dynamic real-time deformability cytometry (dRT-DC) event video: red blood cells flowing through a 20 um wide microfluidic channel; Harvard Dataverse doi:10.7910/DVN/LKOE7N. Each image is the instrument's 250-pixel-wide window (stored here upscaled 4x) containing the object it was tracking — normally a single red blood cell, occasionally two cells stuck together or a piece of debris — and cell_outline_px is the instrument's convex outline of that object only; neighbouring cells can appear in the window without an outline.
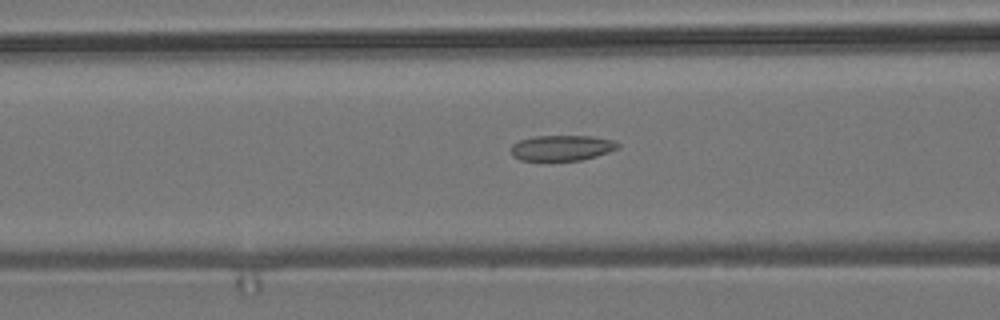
{"species": "common noctule bat (a hibernating species)", "species_latin": "Nyctalus noctula", "temperature_condition": "room temperature", "stored_images_in_passage": 36, "camera_frame_rate_fps": 3000, "um_per_image_px": 0.085, "animal": {"sex": "male", "body_mass_g": 19.2, "forearm_length_mm": 51.8}, "frame": {"image": 1, "passage_image": 13, "time_ms": 4.0, "image_size_px": [1000, 320], "cell_outline_px": [[620, 148], [596, 156], [580, 160], [520, 160], [512, 156], [512, 144], [520, 140], [536, 136], [592, 136], [612, 140], [620, 144]], "centroid_in_image_um": [47.77, 12.57], "position_along_channel_um": 118.8, "area_um2": 15.78}}
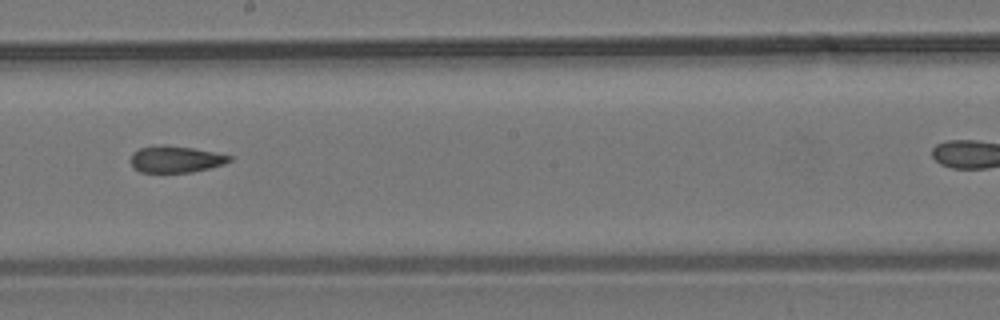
{"frame": {"image": 2, "passage_image": 22, "time_ms": 7.0, "image_size_px": [1000, 320], "cell_outline_px": [[232, 160], [224, 164], [192, 172], [140, 172], [132, 164], [132, 152], [140, 148], [160, 144], [164, 144], [192, 148], [216, 152], [232, 156]], "centroid_in_image_um": [14.96, 13.52], "position_along_channel_um": 233.2, "area_um2": 15.26}}
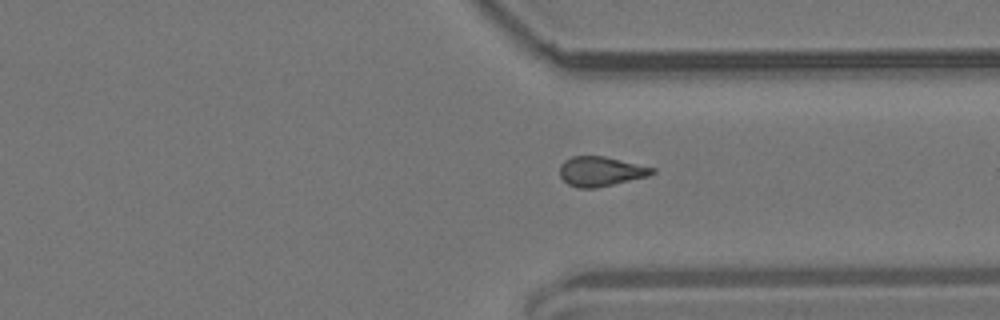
{"frame": {"image": 3, "passage_image": 32, "time_ms": 10.333, "image_size_px": [1000, 320], "cell_outline_px": [[656, 172], [648, 176], [596, 188], [580, 188], [568, 184], [560, 176], [560, 164], [564, 160], [572, 156], [604, 156], [656, 168]], "centroid_in_image_um": [51.06, 14.56], "position_along_channel_um": 360.3, "area_um2": 15.95}}